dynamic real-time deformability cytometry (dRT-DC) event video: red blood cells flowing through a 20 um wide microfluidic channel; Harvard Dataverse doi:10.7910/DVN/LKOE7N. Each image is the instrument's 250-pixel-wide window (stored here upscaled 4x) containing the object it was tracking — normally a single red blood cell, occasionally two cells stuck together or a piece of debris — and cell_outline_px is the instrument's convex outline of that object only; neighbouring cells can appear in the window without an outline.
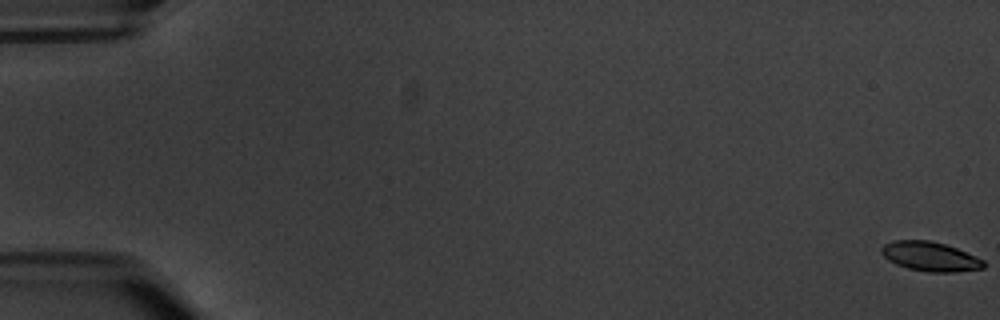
{"species": "common noctule bat (a hibernating species)", "species_latin": "Nyctalus noctula", "temperature_condition": "warm", "stored_images_in_passage": 6, "camera_frame_rate_fps": 3000, "um_per_image_px": 0.085, "animal": {"sex": "male", "body_mass_g": 20.1, "forearm_length_mm": 53.5}, "frame": {"image": 1, "passage_image": 1, "time_ms": 0.0, "image_size_px": [1000, 320], "cell_outline_px": [[984, 268], [956, 272], [932, 272], [908, 268], [896, 264], [888, 260], [880, 252], [880, 248], [884, 244], [892, 240], [932, 240], [956, 248], [976, 256], [984, 260]], "centroid_in_image_um": [79.05, 21.79], "position_along_channel_um": 6.0, "area_um2": 17.51}}
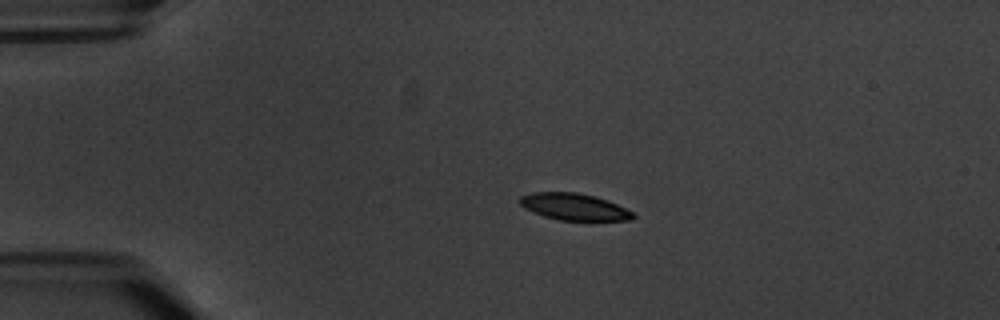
{"frame": {"image": 2, "passage_image": 4, "time_ms": 4.667, "image_size_px": [1000, 320], "cell_outline_px": [[636, 216], [632, 220], [560, 220], [544, 216], [524, 208], [520, 204], [520, 196], [532, 192], [576, 192], [596, 196], [608, 200], [632, 212]], "centroid_in_image_um": [48.79, 17.57], "position_along_channel_um": 36.2, "area_um2": 17.57}}